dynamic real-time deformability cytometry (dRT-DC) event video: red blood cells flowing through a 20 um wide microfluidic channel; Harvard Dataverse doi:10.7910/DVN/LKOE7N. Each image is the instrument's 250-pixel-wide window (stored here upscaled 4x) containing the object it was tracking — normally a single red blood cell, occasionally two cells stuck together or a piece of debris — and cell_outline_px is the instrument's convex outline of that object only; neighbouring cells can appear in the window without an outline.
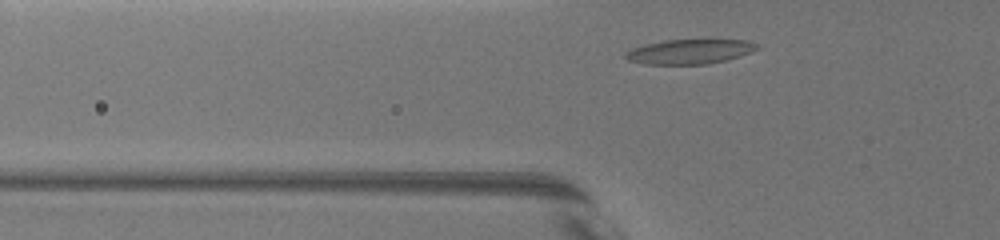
{"species": "common noctule bat (a hibernating species)", "species_latin": "Nyctalus noctula", "temperature_condition": "warm", "stored_images_in_passage": 38, "camera_frame_rate_fps": 3000, "um_per_image_px": 0.085, "animal": {"sex": "female", "body_mass_g": 19.5, "forearm_length_mm": 54.1}, "frame": {"image": 1, "passage_image": 2, "time_ms": 0.333, "image_size_px": [1000, 240], "cell_outline_px": [[760, 48], [724, 60], [708, 64], [644, 64], [628, 60], [624, 56], [624, 52], [632, 48], [644, 44], [664, 40], [704, 36], [712, 36], [748, 40], [760, 44]], "centroid_in_image_um": [58.67, 4.3], "position_along_channel_um": 67.1, "area_um2": 20.11}}
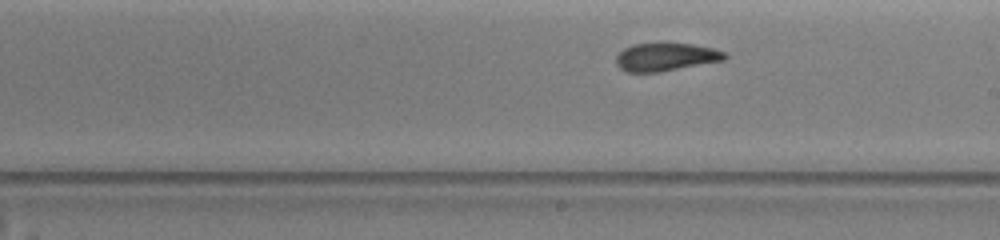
{"frame": {"image": 2, "passage_image": 19, "time_ms": 5.0, "image_size_px": [1000, 240], "cell_outline_px": [[728, 56], [724, 60], [660, 72], [628, 72], [620, 68], [616, 64], [616, 56], [624, 48], [632, 44], [696, 44], [712, 48], [724, 52]], "centroid_in_image_um": [56.59, 4.85], "position_along_channel_um": 232.4, "area_um2": 17.57}}
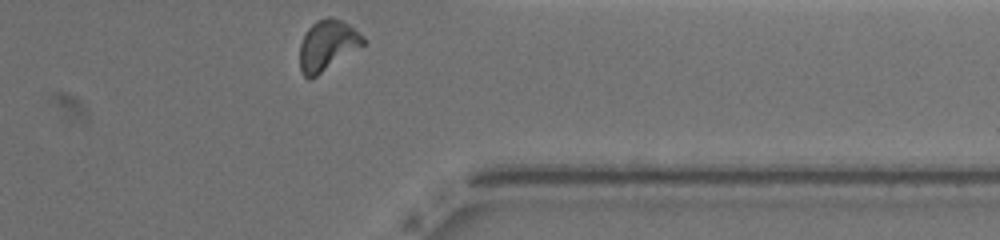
{"frame": {"image": 3, "passage_image": 38, "time_ms": 9.333, "image_size_px": [1000, 240], "cell_outline_px": [[368, 44], [316, 76], [308, 80], [300, 72], [300, 44], [308, 28], [316, 20], [328, 16], [332, 16], [348, 24], [364, 36], [368, 40]], "centroid_in_image_um": [27.87, 3.86], "position_along_channel_um": 383.5, "area_um2": 19.07}, "authors_computed_cell_mechanics": {"area_um2": 18.2937, "velocity_mm_per_s": 3.5979, "shape_relaxation_time_tau1_ms": 4.3428, "shape_relaxation_time_tau2_ms": 1.4155, "deformation_change_tau1": 0.146, "deformation_change_tau2": 0.0854}}